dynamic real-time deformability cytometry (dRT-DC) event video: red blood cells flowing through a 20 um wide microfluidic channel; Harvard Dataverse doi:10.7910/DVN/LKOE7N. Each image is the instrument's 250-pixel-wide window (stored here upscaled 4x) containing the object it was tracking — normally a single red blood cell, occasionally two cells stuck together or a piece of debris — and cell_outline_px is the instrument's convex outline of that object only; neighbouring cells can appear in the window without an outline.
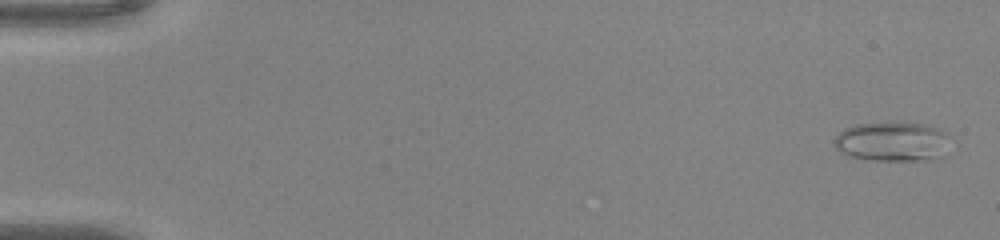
{"species": "common noctule bat (a hibernating species)", "species_latin": "Nyctalus noctula", "temperature_condition": "warm", "stored_images_in_passage": 51, "camera_frame_rate_fps": 3000, "um_per_image_px": 0.085, "animal": {"sex": "male", "body_mass_g": 20.0, "forearm_length_mm": 53.3}, "frame": {"image": 1, "passage_image": 2, "time_ms": 0.333, "image_size_px": [1000, 240], "cell_outline_px": [[956, 152], [940, 160], [872, 160], [848, 156], [840, 152], [836, 148], [832, 140], [844, 128], [856, 124], [928, 124], [940, 128], [948, 132], [956, 140]], "centroid_in_image_um": [76.11, 12.08], "position_along_channel_um": 8.9, "area_um2": 28.09}}
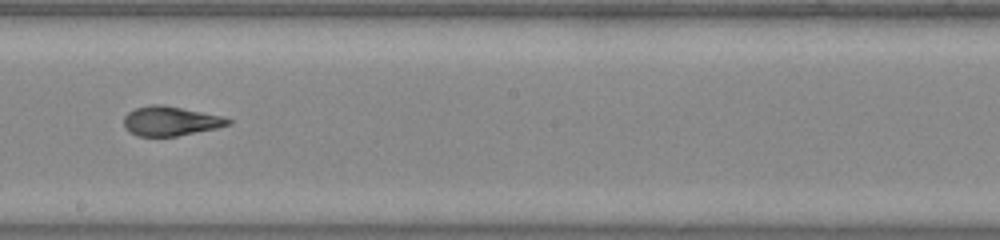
{"frame": {"image": 2, "passage_image": 30, "time_ms": 9.667, "image_size_px": [1000, 240], "cell_outline_px": [[232, 124], [216, 128], [176, 136], [136, 136], [128, 132], [124, 128], [124, 116], [128, 112], [136, 108], [152, 104], [164, 104], [224, 116], [232, 120]], "centroid_in_image_um": [14.49, 10.28], "position_along_channel_um": 233.7, "area_um2": 18.09}}
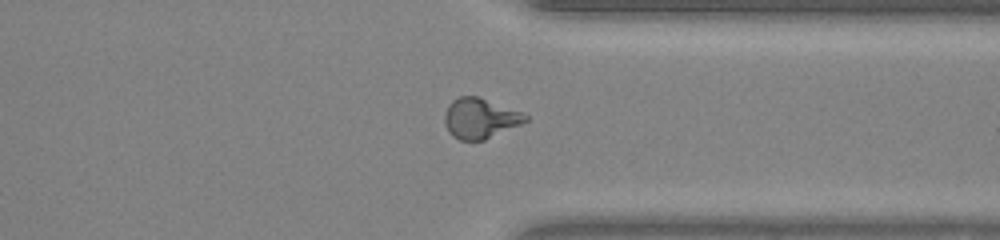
{"frame": {"image": 3, "passage_image": 40, "time_ms": 13.0, "image_size_px": [1000, 240], "cell_outline_px": [[528, 120], [520, 124], [484, 140], [460, 140], [452, 136], [448, 132], [444, 124], [444, 116], [448, 104], [452, 100], [460, 96], [476, 96], [520, 112], [528, 116]], "centroid_in_image_um": [40.74, 10.07], "position_along_channel_um": 370.7, "area_um2": 18.67}, "authors_computed_cell_mechanics": {"area_um2": 18.9006, "velocity_mm_per_s": 4.1257, "shape_relaxation_time_tau1_ms": null, "shape_relaxation_time_tau2_ms": 1.2663, "deformation_change_tau1": null, "deformation_change_tau2": 0.0873}}